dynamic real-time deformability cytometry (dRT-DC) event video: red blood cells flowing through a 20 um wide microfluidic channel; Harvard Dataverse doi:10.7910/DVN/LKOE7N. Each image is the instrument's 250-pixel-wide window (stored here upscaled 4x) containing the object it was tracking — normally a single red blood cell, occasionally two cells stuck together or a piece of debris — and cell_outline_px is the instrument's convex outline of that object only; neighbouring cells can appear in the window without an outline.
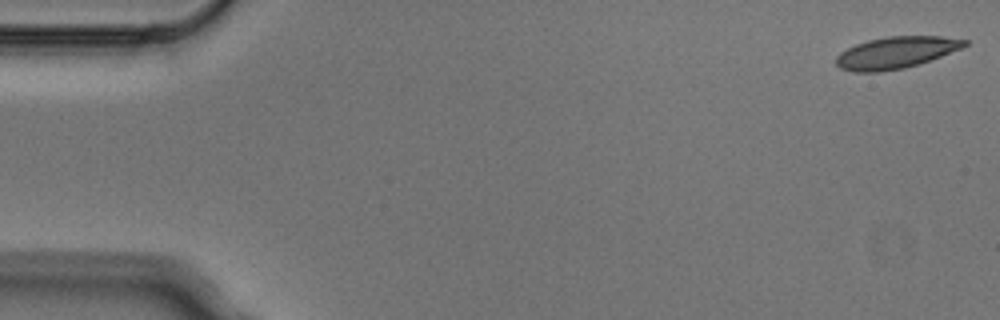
{"species": "Egyptian fruit bat (a non-hibernating species)", "species_latin": "Rousettus aegyptiacus", "temperature_condition": "cold", "stored_images_in_passage": 4, "camera_frame_rate_fps": 3000, "um_per_image_px": 0.085, "animal": {"sex": "male"}, "frame": {"image": 1, "passage_image": 1, "time_ms": 0.0, "image_size_px": [1000, 320], "cell_outline_px": [[968, 44], [960, 48], [940, 56], [904, 68], [880, 72], [852, 72], [840, 68], [836, 64], [836, 56], [840, 52], [856, 44], [868, 40], [888, 36], [940, 36], [968, 40]], "centroid_in_image_um": [76.1, 4.47], "position_along_channel_um": 8.9, "area_um2": 23.52}}
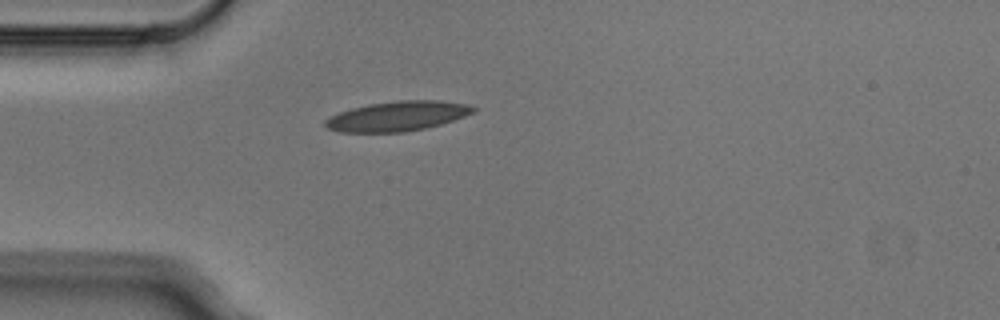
{"frame": {"image": 2, "passage_image": 4, "time_ms": 1.0, "image_size_px": [1000, 320], "cell_outline_px": [[476, 112], [440, 124], [424, 128], [404, 132], [340, 132], [328, 128], [324, 124], [324, 120], [340, 112], [352, 108], [368, 104], [400, 100], [440, 100], [468, 104], [476, 108]], "centroid_in_image_um": [33.8, 9.86], "position_along_channel_um": 51.2, "area_um2": 25.55}}